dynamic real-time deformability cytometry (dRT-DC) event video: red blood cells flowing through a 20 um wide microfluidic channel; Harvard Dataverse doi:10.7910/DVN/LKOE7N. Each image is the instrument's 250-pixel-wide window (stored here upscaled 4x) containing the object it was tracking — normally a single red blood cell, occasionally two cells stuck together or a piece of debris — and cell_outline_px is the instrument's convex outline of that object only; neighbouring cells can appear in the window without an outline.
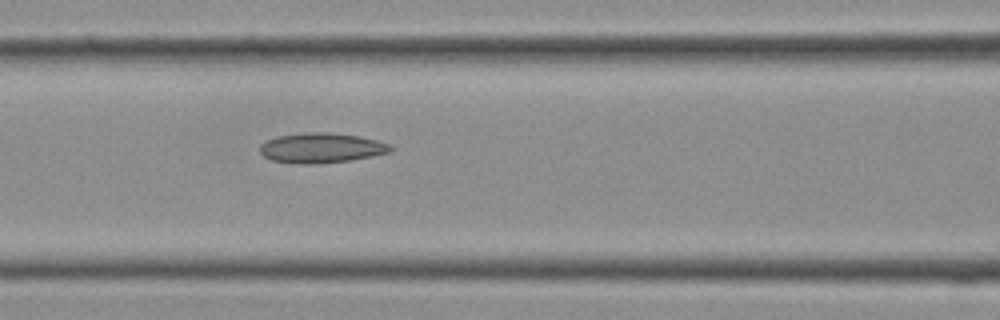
{"species": "Egyptian fruit bat (a non-hibernating species)", "species_latin": "Rousettus aegyptiacus", "temperature_condition": "cold", "stored_images_in_passage": 12, "camera_frame_rate_fps": 3000, "um_per_image_px": 0.085, "frame": {"image": 1, "passage_image": 12, "time_ms": 3.667, "image_size_px": [1000, 320], "cell_outline_px": [[392, 152], [352, 160], [320, 164], [300, 164], [272, 160], [264, 156], [260, 152], [260, 144], [264, 140], [276, 136], [304, 132], [328, 132], [360, 136], [376, 140], [388, 144], [392, 148]], "centroid_in_image_um": [27.29, 12.57], "position_along_channel_um": 139.3, "area_um2": 23.06}}